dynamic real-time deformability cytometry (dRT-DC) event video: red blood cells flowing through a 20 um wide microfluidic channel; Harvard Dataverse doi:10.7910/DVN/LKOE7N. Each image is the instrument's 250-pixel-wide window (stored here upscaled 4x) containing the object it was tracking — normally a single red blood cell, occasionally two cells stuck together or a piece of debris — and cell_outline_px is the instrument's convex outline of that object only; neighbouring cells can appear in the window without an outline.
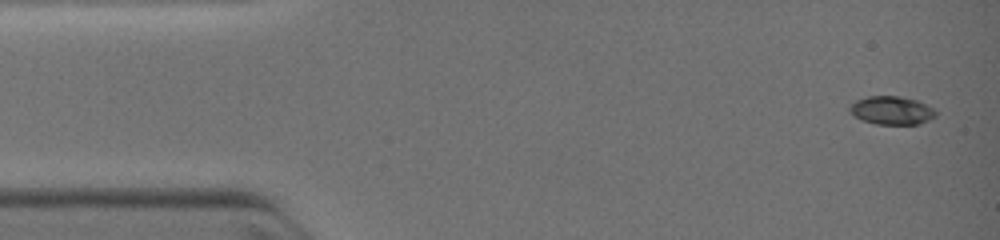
{"species": "common noctule bat (a hibernating species)", "species_latin": "Nyctalus noctula", "temperature_condition": "warm", "stored_images_in_passage": 6, "camera_frame_rate_fps": 3000, "um_per_image_px": 0.085, "animal": {"sex": "female", "body_mass_g": 19.0, "forearm_length_mm": 51.5}, "frame": {"image": 1, "passage_image": 1, "time_ms": 0.0, "image_size_px": [1000, 240], "cell_outline_px": [[936, 116], [920, 124], [876, 124], [864, 120], [856, 116], [848, 108], [856, 100], [868, 96], [900, 96], [916, 100], [932, 108], [936, 112]], "centroid_in_image_um": [75.81, 9.38], "position_along_channel_um": 9.2, "area_um2": 13.93}}
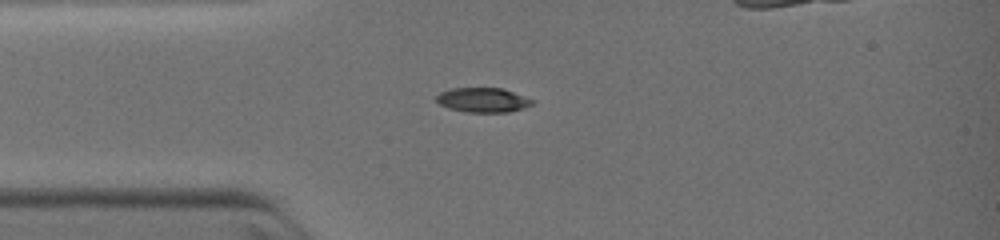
{"frame": {"image": 2, "passage_image": 5, "time_ms": 2.667, "image_size_px": [1000, 240], "cell_outline_px": [[536, 104], [524, 108], [508, 112], [464, 112], [448, 108], [440, 104], [436, 100], [436, 96], [440, 92], [452, 88], [504, 88], [536, 100]], "centroid_in_image_um": [41.11, 8.5], "position_along_channel_um": 43.9, "area_um2": 13.99}}